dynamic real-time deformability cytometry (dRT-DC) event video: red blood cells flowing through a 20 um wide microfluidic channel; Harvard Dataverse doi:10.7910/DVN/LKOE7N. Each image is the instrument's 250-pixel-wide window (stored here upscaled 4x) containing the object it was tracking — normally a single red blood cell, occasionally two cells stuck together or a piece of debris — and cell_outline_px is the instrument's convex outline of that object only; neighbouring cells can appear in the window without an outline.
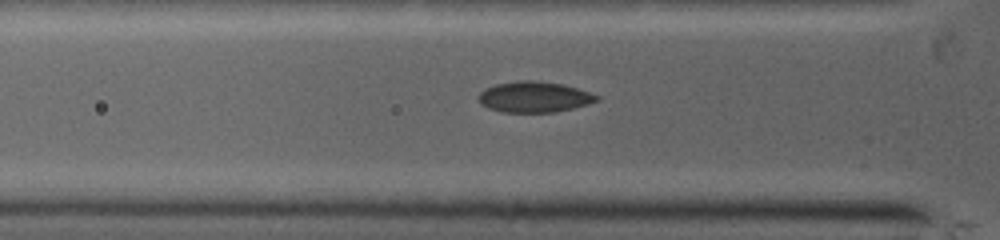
{"species": "common noctule bat (a hibernating species)", "species_latin": "Nyctalus noctula", "temperature_condition": "warm", "stored_images_in_passage": 3, "camera_frame_rate_fps": 5000, "um_per_image_px": 0.085, "animal": {"sex": "female", "body_mass_g": 19.0, "forearm_length_mm": 53.3}, "frame": {"image": 1, "passage_image": 2, "time_ms": 0.2, "image_size_px": [1000, 240], "cell_outline_px": [[600, 96], [596, 100], [572, 108], [552, 112], [504, 112], [488, 108], [480, 104], [480, 92], [496, 84], [524, 80], [532, 80], [560, 84], [576, 88]], "centroid_in_image_um": [45.37, 8.24], "position_along_channel_um": 80.4, "area_um2": 20.58}}